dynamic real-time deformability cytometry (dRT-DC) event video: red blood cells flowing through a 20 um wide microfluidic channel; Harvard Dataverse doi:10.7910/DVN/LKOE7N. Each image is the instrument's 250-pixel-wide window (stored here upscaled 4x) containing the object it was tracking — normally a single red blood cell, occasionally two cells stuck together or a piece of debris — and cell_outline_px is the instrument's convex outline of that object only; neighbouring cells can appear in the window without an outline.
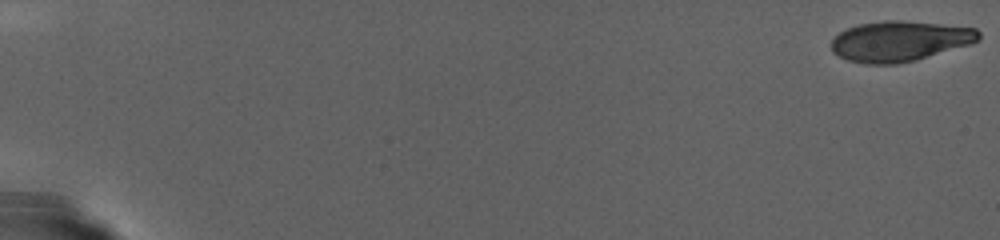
{"species": "human", "species_latin": "Homo sapiens", "temperature_condition": "warm", "stored_images_in_passage": 54, "camera_frame_rate_fps": 3000, "um_per_image_px": 0.085, "donor": {"sex": "female"}, "frame": {"image": 1, "passage_image": 1, "time_ms": 0.0, "image_size_px": [1000, 240], "cell_outline_px": [[980, 40], [972, 44], [916, 60], [896, 64], [864, 64], [848, 60], [832, 52], [832, 40], [840, 32], [848, 28], [860, 24], [884, 20], [900, 20], [976, 28], [980, 32]], "centroid_in_image_um": [76.5, 3.5], "position_along_channel_um": 8.5, "area_um2": 34.62}}
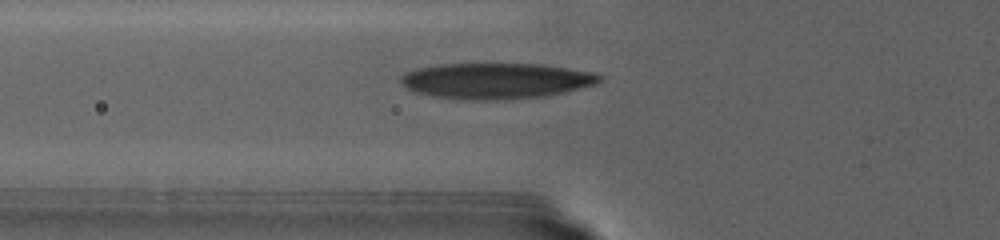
{"frame": {"image": 2, "passage_image": 39, "time_ms": 12.667, "image_size_px": [1000, 240], "cell_outline_px": [[604, 80], [596, 84], [564, 92], [544, 96], [504, 100], [468, 100], [432, 96], [408, 88], [400, 80], [400, 76], [408, 72], [420, 68], [440, 64], [540, 64], [568, 68], [592, 72], [604, 76]], "centroid_in_image_um": [42.23, 6.87], "position_along_channel_um": 83.6, "area_um2": 41.27}}
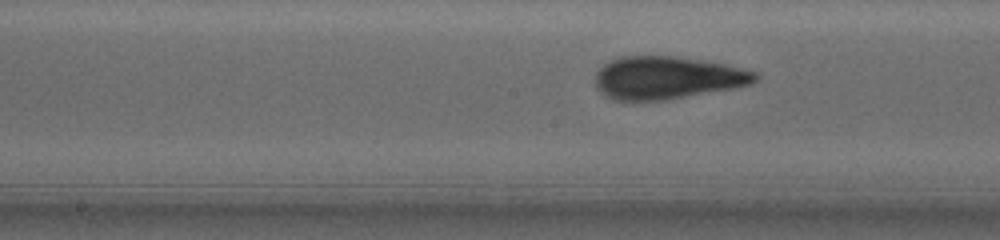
{"frame": {"image": 3, "passage_image": 54, "time_ms": 17.667, "image_size_px": [1000, 240], "cell_outline_px": [[760, 76], [752, 84], [732, 88], [668, 100], [612, 100], [600, 92], [596, 88], [596, 72], [604, 64], [620, 56], [676, 56], [704, 60], [724, 64], [756, 72]], "centroid_in_image_um": [56.7, 6.61], "position_along_channel_um": 191.5, "area_um2": 39.82}}